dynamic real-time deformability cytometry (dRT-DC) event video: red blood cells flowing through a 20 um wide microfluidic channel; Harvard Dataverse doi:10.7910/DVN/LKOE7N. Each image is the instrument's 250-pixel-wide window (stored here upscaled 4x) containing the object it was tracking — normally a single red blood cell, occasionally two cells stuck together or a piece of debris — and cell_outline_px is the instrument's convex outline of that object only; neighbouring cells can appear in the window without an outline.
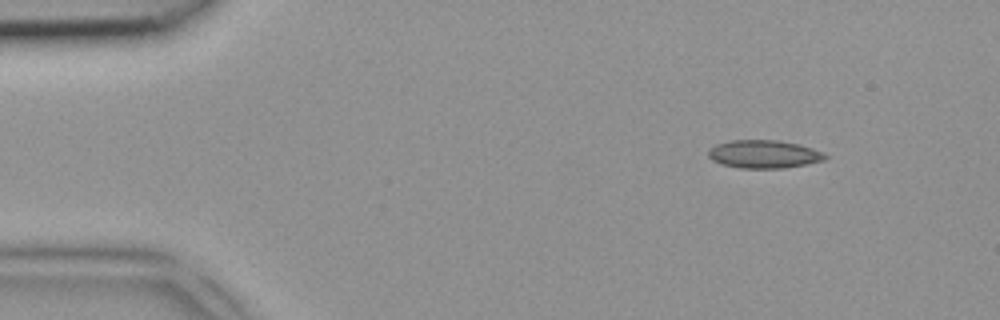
{"species": "common noctule bat (a hibernating species)", "species_latin": "Nyctalus noctula", "temperature_condition": "room temperature", "stored_images_in_passage": 3, "camera_frame_rate_fps": 3000, "um_per_image_px": 0.085, "animal": {"sex": "female", "body_mass_g": 18.4}, "frame": {"image": 1, "passage_image": 1, "time_ms": 0.0, "image_size_px": [1000, 320], "cell_outline_px": [[828, 156], [824, 160], [784, 168], [740, 168], [720, 164], [712, 160], [708, 156], [708, 152], [716, 144], [732, 140], [776, 140], [796, 144], [812, 148], [824, 152]], "centroid_in_image_um": [64.92, 13.11], "position_along_channel_um": 20.1, "area_um2": 18.96}}